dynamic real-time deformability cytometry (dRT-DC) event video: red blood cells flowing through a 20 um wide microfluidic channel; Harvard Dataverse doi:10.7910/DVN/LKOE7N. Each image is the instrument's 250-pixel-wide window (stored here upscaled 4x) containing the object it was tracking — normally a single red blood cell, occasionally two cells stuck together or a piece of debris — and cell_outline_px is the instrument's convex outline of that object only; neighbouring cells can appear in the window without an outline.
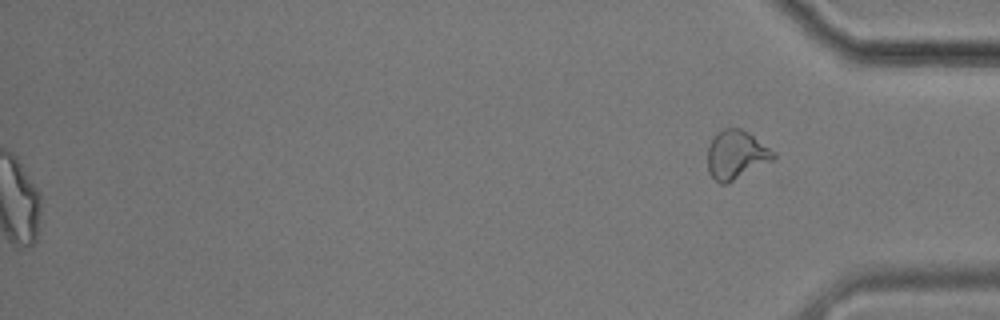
{"species": "common noctule bat (a hibernating species)", "species_latin": "Nyctalus noctula", "temperature_condition": "cold", "stored_images_in_passage": 57, "segment_of_instrument_passage": [2, 2], "camera_frame_rate_fps": 3000, "um_per_image_px": 0.085, "animal": {"sex": "male", "body_mass_g": 17.9}, "frame": {"image": 1, "passage_image": 57, "time_ms": 18.667, "image_size_px": [1000, 320], "cell_outline_px": [[776, 156], [772, 160], [728, 184], [720, 184], [708, 172], [708, 144], [716, 132], [724, 128], [740, 128], [748, 132], [776, 152]], "centroid_in_image_um": [62.56, 13.15], "position_along_channel_um": 372.6, "area_um2": 18.79}}